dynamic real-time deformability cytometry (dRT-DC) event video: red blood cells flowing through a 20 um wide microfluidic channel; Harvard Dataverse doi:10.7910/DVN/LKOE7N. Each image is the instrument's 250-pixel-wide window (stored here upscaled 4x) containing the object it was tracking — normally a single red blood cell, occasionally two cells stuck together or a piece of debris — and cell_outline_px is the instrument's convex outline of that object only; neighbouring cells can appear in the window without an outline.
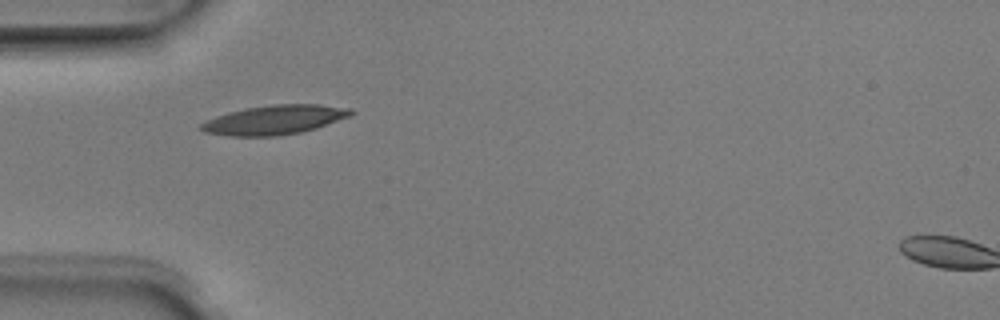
{"species": "Egyptian fruit bat (a non-hibernating species)", "species_latin": "Rousettus aegyptiacus", "temperature_condition": "room temperature", "stored_images_in_passage": 3, "camera_frame_rate_fps": 3000, "um_per_image_px": 0.085, "animal": {"sex": "male"}, "frame": {"image": 1, "passage_image": 1, "time_ms": 0.0, "image_size_px": [1000, 320], "cell_outline_px": [[356, 112], [348, 116], [316, 128], [300, 132], [276, 136], [228, 136], [204, 132], [200, 128], [200, 124], [216, 116], [228, 112], [244, 108], [272, 104], [316, 104], [352, 108]], "centroid_in_image_um": [23.32, 10.18], "position_along_channel_um": 61.7, "area_um2": 25.49}}
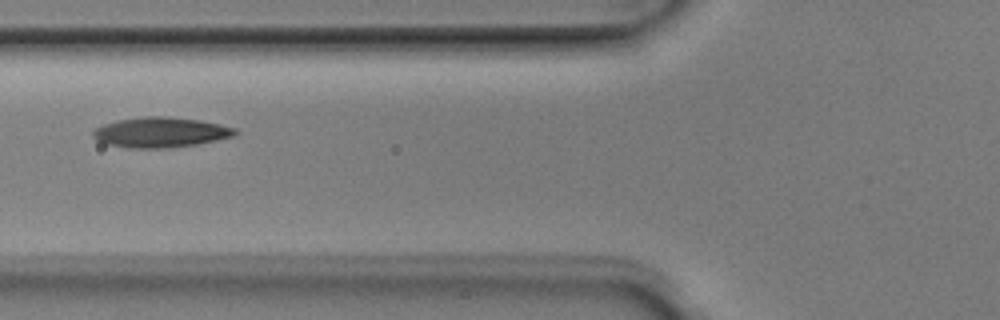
{"frame": {"image": 2, "passage_image": 2, "time_ms": 0.333, "image_size_px": [1000, 320], "cell_outline_px": [[240, 132], [232, 136], [216, 140], [196, 144], [168, 148], [128, 148], [104, 144], [92, 136], [92, 132], [96, 128], [104, 124], [116, 120], [144, 116], [164, 116], [200, 120], [220, 124], [236, 128]], "centroid_in_image_um": [13.63, 11.25], "position_along_channel_um": 112.2, "area_um2": 25.09}}
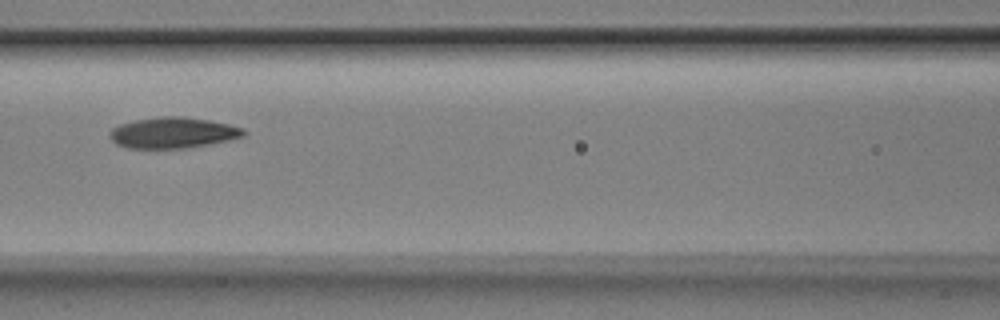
{"frame": {"image": 3, "passage_image": 3, "time_ms": 0.667, "image_size_px": [1000, 320], "cell_outline_px": [[248, 132], [244, 136], [228, 140], [188, 148], [128, 148], [116, 144], [108, 136], [108, 132], [112, 128], [120, 124], [136, 120], [160, 116], [184, 116], [208, 120], [228, 124], [244, 128]], "centroid_in_image_um": [14.69, 11.28], "position_along_channel_um": 151.9, "area_um2": 24.22}}